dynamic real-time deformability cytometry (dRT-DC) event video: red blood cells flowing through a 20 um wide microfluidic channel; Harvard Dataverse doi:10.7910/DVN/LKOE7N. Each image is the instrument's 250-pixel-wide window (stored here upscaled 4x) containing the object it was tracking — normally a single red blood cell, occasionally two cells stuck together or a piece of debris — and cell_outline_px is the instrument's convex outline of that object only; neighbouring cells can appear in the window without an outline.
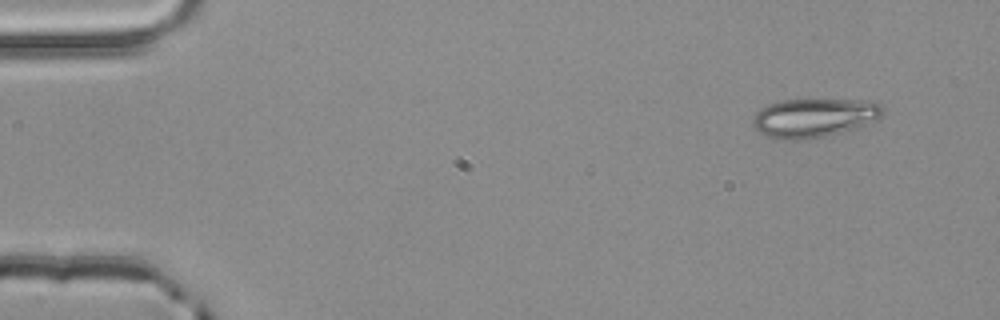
{"species": "common noctule bat (a hibernating species)", "species_latin": "Nyctalus noctula", "temperature_condition": "room temperature", "stored_images_in_passage": 4, "camera_frame_rate_fps": 3000, "um_per_image_px": 0.085, "animal": {"sex": "male", "body_mass_g": 20.4}, "frame": {"image": 1, "passage_image": 1, "time_ms": 0.0, "image_size_px": [1000, 320], "cell_outline_px": [[884, 112], [876, 120], [856, 128], [824, 136], [804, 140], [784, 140], [768, 136], [760, 132], [752, 124], [752, 120], [756, 112], [760, 108], [768, 104], [780, 100], [868, 100], [884, 104]], "centroid_in_image_um": [69.21, 10.0], "position_along_channel_um": 15.8, "area_um2": 29.54}}